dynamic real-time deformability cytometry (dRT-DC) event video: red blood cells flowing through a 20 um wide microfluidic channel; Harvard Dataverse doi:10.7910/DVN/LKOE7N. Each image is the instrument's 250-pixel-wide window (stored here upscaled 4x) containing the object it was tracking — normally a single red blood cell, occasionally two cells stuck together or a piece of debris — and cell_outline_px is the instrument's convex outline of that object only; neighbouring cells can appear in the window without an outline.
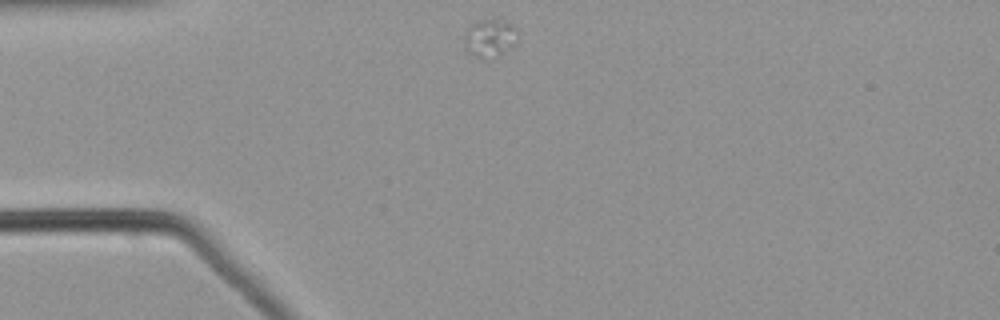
{"species": "common noctule bat (a hibernating species)", "species_latin": "Nyctalus noctula", "temperature_condition": "warm", "stored_images_in_passage": 5, "camera_frame_rate_fps": 3000, "um_per_image_px": 0.085, "animal": {"sex": "male", "body_mass_g": 21.5, "forearm_length_mm": 52.0}, "frame": {"image": 1, "passage_image": 1, "time_ms": 0.0, "image_size_px": [1000, 320], "cell_outline_px": [[516, 44], [500, 56], [484, 60], [468, 52], [464, 44], [464, 32], [472, 24], [480, 20], [504, 20], [512, 24], [516, 28]], "centroid_in_image_um": [41.64, 3.26], "position_along_channel_um": 43.4, "area_um2": 11.96}}